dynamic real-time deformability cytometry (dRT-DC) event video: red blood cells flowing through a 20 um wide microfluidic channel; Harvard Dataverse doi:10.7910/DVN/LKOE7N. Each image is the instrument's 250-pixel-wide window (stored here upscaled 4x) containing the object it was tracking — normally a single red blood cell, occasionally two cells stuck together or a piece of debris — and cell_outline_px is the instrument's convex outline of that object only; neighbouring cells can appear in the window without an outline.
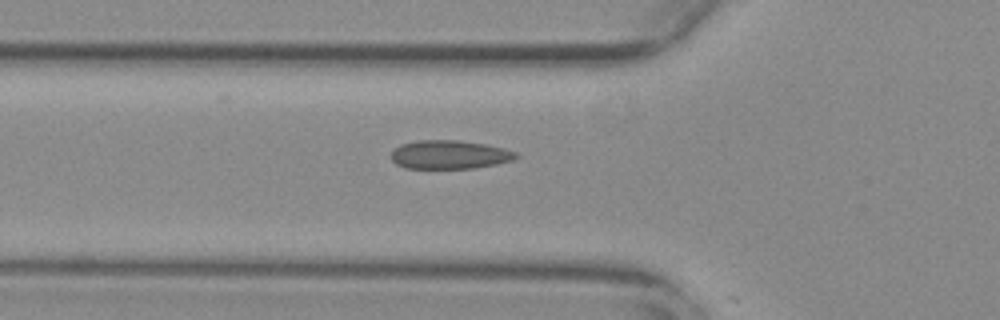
{"species": "common noctule bat (a hibernating species)", "species_latin": "Nyctalus noctula", "temperature_condition": "warm", "stored_images_in_passage": 14, "camera_frame_rate_fps": 3000, "um_per_image_px": 0.085, "animal": {"sex": "female", "body_mass_g": 29.2, "forearm_length_mm": 56.3}, "frame": {"image": 1, "passage_image": 13, "time_ms": 4.0, "image_size_px": [1000, 320], "cell_outline_px": [[520, 156], [512, 160], [496, 164], [472, 168], [404, 168], [396, 164], [392, 160], [392, 152], [400, 144], [416, 140], [456, 140], [484, 144], [504, 148], [516, 152]], "centroid_in_image_um": [38.2, 13.14], "position_along_channel_um": 87.6, "area_um2": 20.75}}